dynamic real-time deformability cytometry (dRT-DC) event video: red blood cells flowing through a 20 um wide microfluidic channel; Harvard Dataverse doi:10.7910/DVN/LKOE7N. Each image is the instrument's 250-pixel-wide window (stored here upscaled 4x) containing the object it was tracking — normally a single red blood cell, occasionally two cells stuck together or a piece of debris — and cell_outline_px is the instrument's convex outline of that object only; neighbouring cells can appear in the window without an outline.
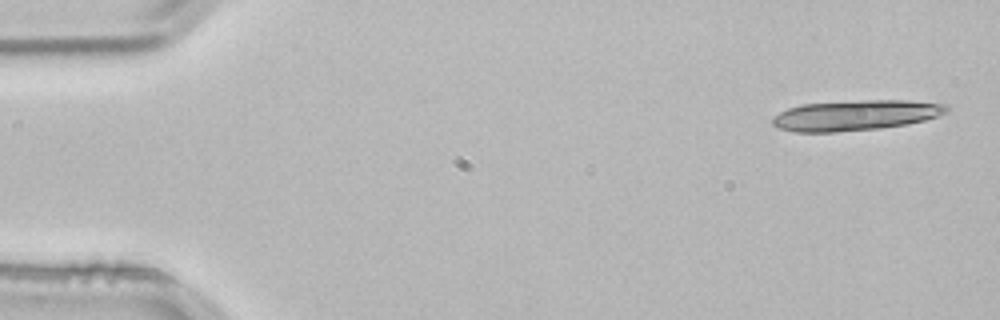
{"species": "common noctule bat (a hibernating species)", "species_latin": "Nyctalus noctula", "temperature_condition": "room temperature", "stored_images_in_passage": 4, "camera_frame_rate_fps": 3000, "um_per_image_px": 0.085, "animal": {"sex": "male", "body_mass_g": 21.5, "forearm_length_mm": 52.0}, "frame": {"image": 1, "passage_image": 1, "time_ms": 0.0, "image_size_px": [1000, 320], "cell_outline_px": [[948, 112], [924, 120], [908, 124], [880, 128], [836, 132], [796, 132], [776, 128], [772, 124], [772, 116], [788, 108], [800, 104], [864, 100], [908, 100], [948, 104]], "centroid_in_image_um": [72.69, 9.8], "position_along_channel_um": 12.3, "area_um2": 31.04}}